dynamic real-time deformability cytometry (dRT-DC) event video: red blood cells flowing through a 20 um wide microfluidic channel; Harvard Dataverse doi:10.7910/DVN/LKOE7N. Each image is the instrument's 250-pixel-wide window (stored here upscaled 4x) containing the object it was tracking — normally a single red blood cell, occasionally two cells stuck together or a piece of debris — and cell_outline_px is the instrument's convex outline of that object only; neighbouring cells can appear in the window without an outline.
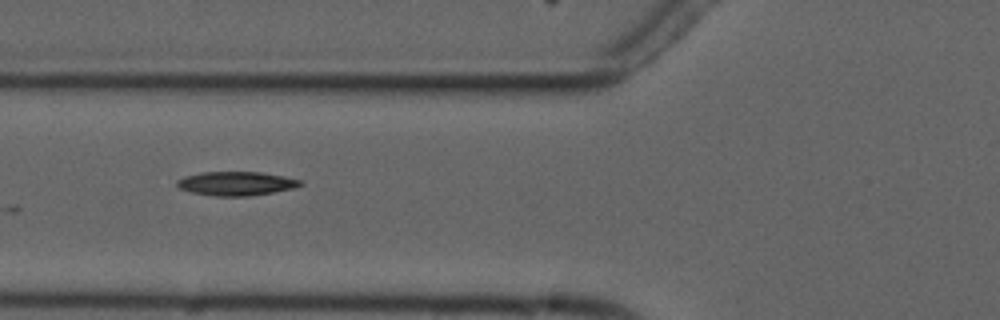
{"species": "common noctule bat (a hibernating species)", "species_latin": "Nyctalus noctula", "temperature_condition": "cold", "stored_images_in_passage": 7, "camera_frame_rate_fps": 3000, "um_per_image_px": 0.085, "animal": {"sex": "male", "forearm_length_mm": 52.5}, "frame": {"image": 1, "passage_image": 6, "time_ms": 5.667, "image_size_px": [1000, 320], "cell_outline_px": [[304, 184], [292, 188], [272, 192], [248, 196], [212, 196], [192, 192], [180, 188], [176, 184], [176, 180], [184, 176], [204, 172], [260, 172], [284, 176], [304, 180]], "centroid_in_image_um": [20.09, 15.59], "position_along_channel_um": 105.7, "area_um2": 17.17}}
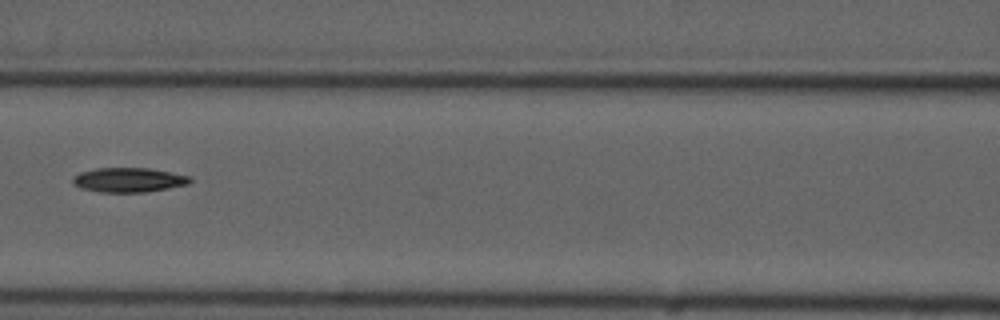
{"frame": {"image": 2, "passage_image": 7, "time_ms": 7.0, "image_size_px": [1000, 320], "cell_outline_px": [[192, 180], [188, 184], [168, 188], [144, 192], [100, 192], [80, 188], [72, 184], [72, 176], [80, 172], [96, 168], [148, 168], [192, 176]], "centroid_in_image_um": [10.91, 15.29], "position_along_channel_um": 155.7, "area_um2": 16.82}}